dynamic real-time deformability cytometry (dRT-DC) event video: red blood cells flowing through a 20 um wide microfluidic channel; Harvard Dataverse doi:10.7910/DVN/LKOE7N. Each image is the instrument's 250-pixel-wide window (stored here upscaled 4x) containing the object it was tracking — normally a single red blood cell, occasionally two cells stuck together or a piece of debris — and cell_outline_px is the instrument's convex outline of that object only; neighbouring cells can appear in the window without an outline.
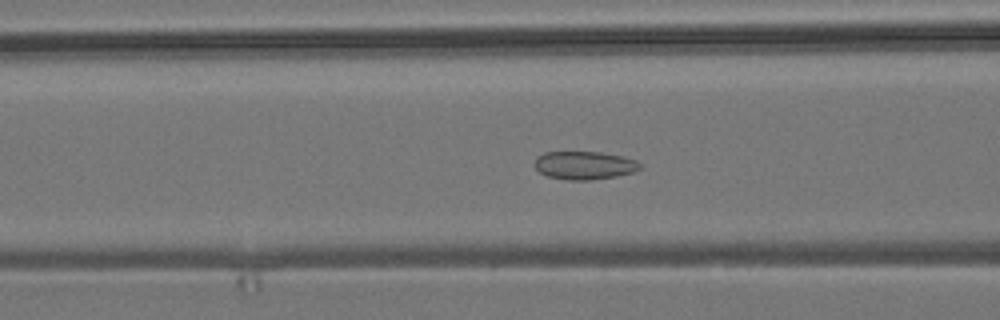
{"species": "common noctule bat (a hibernating species)", "species_latin": "Nyctalus noctula", "temperature_condition": "room temperature", "stored_images_in_passage": 53, "camera_frame_rate_fps": 3000, "um_per_image_px": 0.085, "animal": {"sex": "male", "body_mass_g": 19.2, "forearm_length_mm": 51.8}, "frame": {"image": 1, "passage_image": 21, "time_ms": 6.667, "image_size_px": [1000, 320], "cell_outline_px": [[640, 168], [632, 172], [616, 176], [588, 180], [568, 180], [548, 176], [540, 172], [536, 168], [536, 156], [544, 152], [600, 152], [620, 156], [636, 160], [640, 164]], "centroid_in_image_um": [49.65, 14.05], "position_along_channel_um": 116.9, "area_um2": 17.05}}
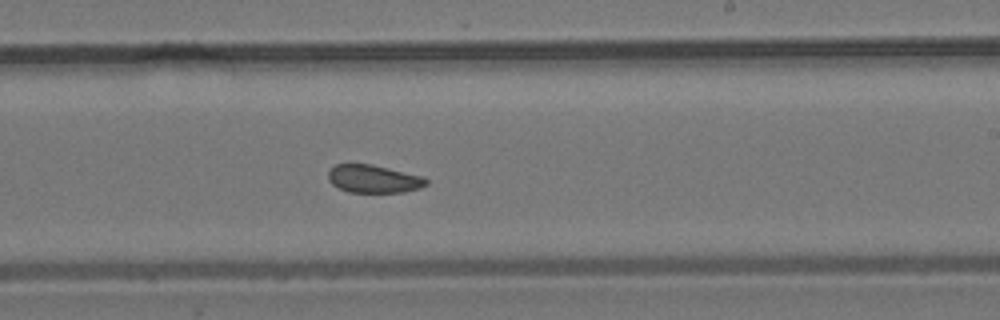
{"frame": {"image": 2, "passage_image": 32, "time_ms": 10.333, "image_size_px": [1000, 320], "cell_outline_px": [[428, 184], [420, 188], [404, 192], [348, 192], [332, 184], [328, 180], [328, 172], [336, 164], [372, 164], [424, 176], [428, 180]], "centroid_in_image_um": [31.78, 15.2], "position_along_channel_um": 257.2, "area_um2": 16.01}}
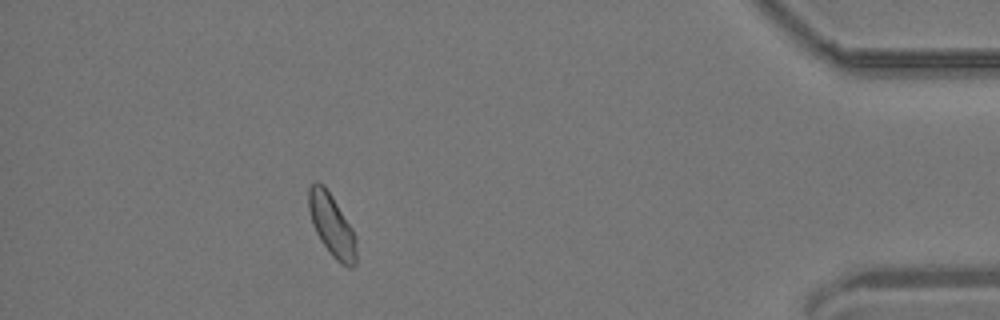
{"frame": {"image": 3, "passage_image": 48, "time_ms": 15.667, "image_size_px": [1000, 320], "cell_outline_px": [[356, 264], [352, 268], [348, 268], [336, 260], [332, 256], [320, 240], [312, 224], [308, 208], [308, 188], [316, 180], [324, 184], [332, 196], [352, 228], [356, 240]], "centroid_in_image_um": [28.19, 19.14], "position_along_channel_um": 407.0, "area_um2": 17.4}, "authors_computed_cell_mechanics": {"area_um2": 17.2244, "velocity_mm_per_s": 3.8313, "shape_relaxation_time_tau1_ms": null, "shape_relaxation_time_tau2_ms": 2.4706, "deformation_change_tau1": null, "deformation_change_tau2": 0.0663}}